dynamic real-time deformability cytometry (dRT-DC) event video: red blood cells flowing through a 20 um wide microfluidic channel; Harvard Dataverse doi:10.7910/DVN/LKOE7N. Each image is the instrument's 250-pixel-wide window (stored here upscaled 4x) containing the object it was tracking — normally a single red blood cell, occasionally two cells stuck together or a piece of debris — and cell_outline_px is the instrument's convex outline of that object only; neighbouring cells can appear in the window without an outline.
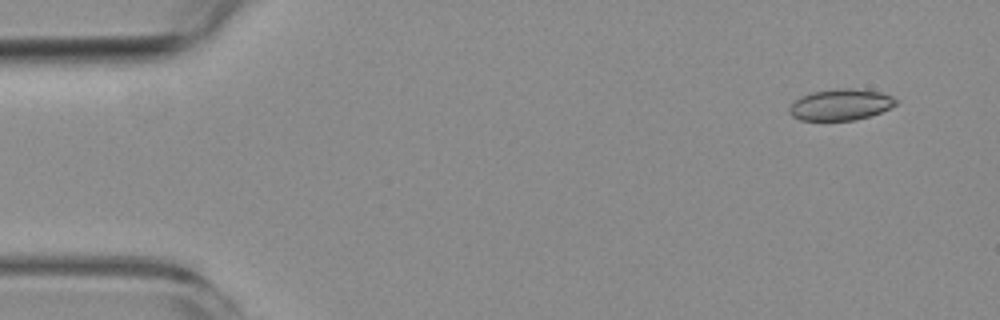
{"species": "common noctule bat (a hibernating species)", "species_latin": "Nyctalus noctula", "temperature_condition": "room temperature", "stored_images_in_passage": 4, "camera_frame_rate_fps": 3000, "um_per_image_px": 0.085, "animal": {"sex": "female", "body_mass_g": 19.3, "forearm_length_mm": 54.1}, "frame": {"image": 1, "passage_image": 4, "time_ms": 4.333, "image_size_px": [1000, 320], "cell_outline_px": [[900, 100], [896, 104], [880, 112], [868, 116], [852, 120], [800, 120], [792, 116], [788, 112], [788, 108], [800, 96], [812, 92], [840, 88], [852, 88], [880, 92], [892, 96]], "centroid_in_image_um": [71.44, 8.89], "position_along_channel_um": 13.6, "area_um2": 19.31}}